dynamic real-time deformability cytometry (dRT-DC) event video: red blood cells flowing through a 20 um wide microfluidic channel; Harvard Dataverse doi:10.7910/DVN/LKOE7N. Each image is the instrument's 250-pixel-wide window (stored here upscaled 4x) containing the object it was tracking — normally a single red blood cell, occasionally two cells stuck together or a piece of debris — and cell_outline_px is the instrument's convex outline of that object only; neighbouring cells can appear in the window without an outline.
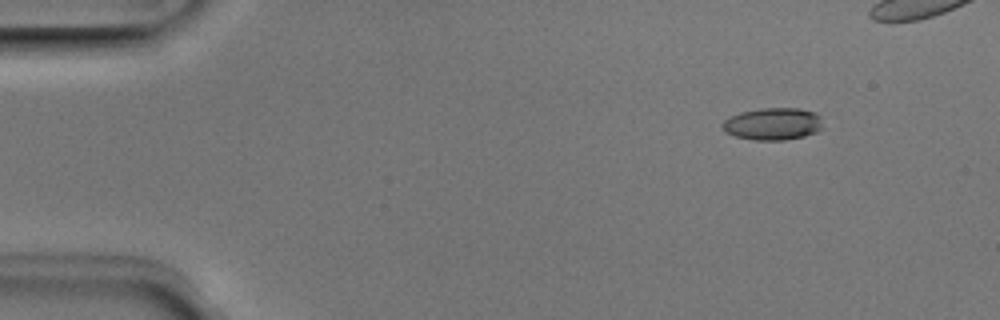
{"species": "Egyptian fruit bat (a non-hibernating species)", "species_latin": "Rousettus aegyptiacus", "temperature_condition": "room temperature", "stored_images_in_passage": 40, "camera_frame_rate_fps": 3000, "um_per_image_px": 0.085, "animal": {"sex": "male"}, "frame": {"image": 1, "passage_image": 1, "time_ms": 0.0, "image_size_px": [1000, 320], "cell_outline_px": [[824, 128], [816, 132], [804, 136], [784, 140], [752, 140], [736, 136], [724, 132], [720, 124], [724, 120], [740, 112], [760, 108], [800, 108], [816, 112], [820, 116]], "centroid_in_image_um": [65.71, 10.53], "position_along_channel_um": 19.3, "area_um2": 19.13}}
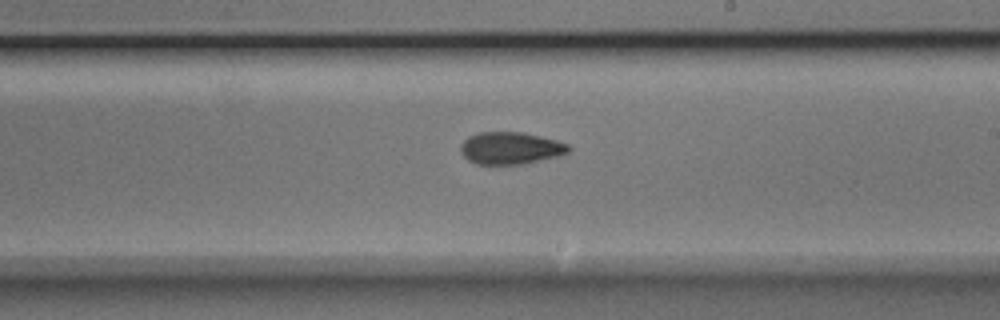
{"frame": {"image": 2, "passage_image": 25, "time_ms": 8.0, "image_size_px": [1000, 320], "cell_outline_px": [[572, 148], [568, 152], [560, 156], [524, 164], [476, 164], [468, 160], [460, 152], [460, 144], [468, 136], [480, 132], [524, 132], [556, 140], [568, 144]], "centroid_in_image_um": [43.4, 12.59], "position_along_channel_um": 245.6, "area_um2": 20.46}}
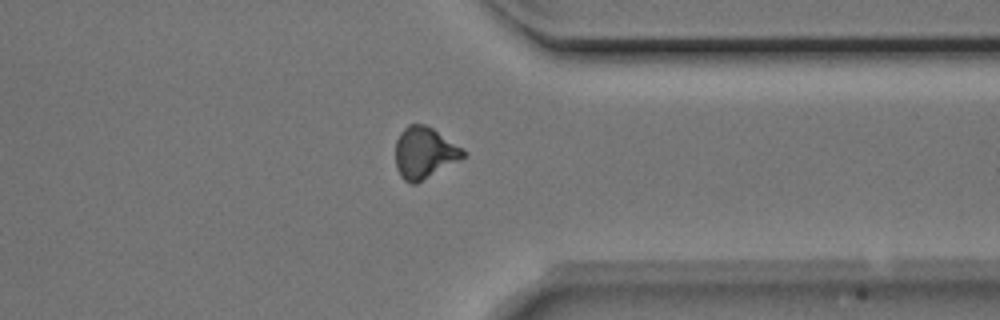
{"frame": {"image": 3, "passage_image": 35, "time_ms": 11.333, "image_size_px": [1000, 320], "cell_outline_px": [[468, 156], [416, 184], [412, 184], [404, 180], [400, 176], [396, 168], [396, 140], [400, 132], [408, 124], [424, 124], [432, 128], [464, 148], [468, 152]], "centroid_in_image_um": [36.11, 12.99], "position_along_channel_um": 375.3, "area_um2": 20.63}}